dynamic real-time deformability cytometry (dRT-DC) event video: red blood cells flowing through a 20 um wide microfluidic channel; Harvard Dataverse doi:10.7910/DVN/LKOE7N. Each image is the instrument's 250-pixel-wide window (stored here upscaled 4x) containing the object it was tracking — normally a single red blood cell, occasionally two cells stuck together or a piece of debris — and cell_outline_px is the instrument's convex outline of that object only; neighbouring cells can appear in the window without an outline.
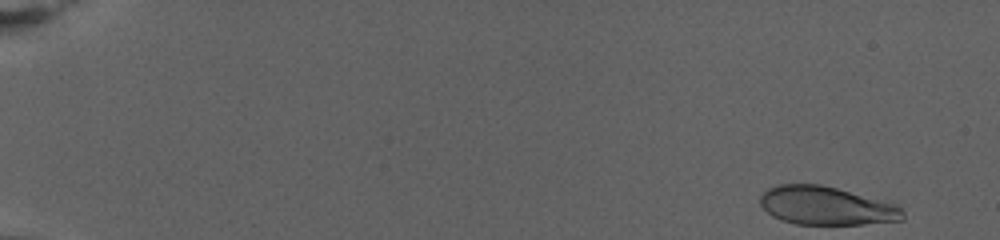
{"species": "human", "species_latin": "Homo sapiens", "temperature_condition": "warm", "stored_images_in_passage": 73, "camera_frame_rate_fps": 3000, "um_per_image_px": 0.085, "donor": {"sex": "female"}, "frame": {"image": 1, "passage_image": 1, "time_ms": 0.0, "image_size_px": [1000, 240], "cell_outline_px": [[904, 220], [864, 224], [796, 224], [772, 216], [760, 204], [760, 196], [768, 188], [776, 184], [820, 184], [836, 188], [896, 204], [904, 212]], "centroid_in_image_um": [70.23, 17.49], "position_along_channel_um": 14.8, "area_um2": 31.73}}
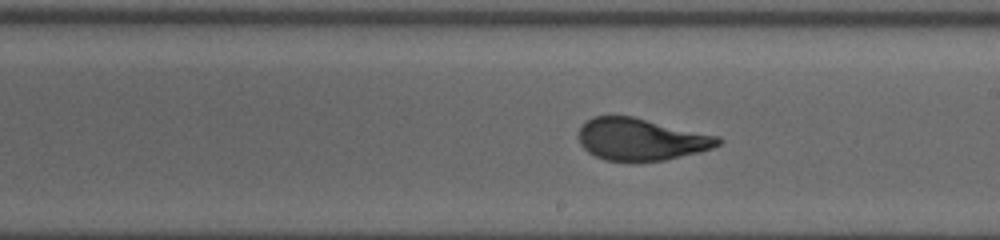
{"frame": {"image": 2, "passage_image": 43, "time_ms": 14.0, "image_size_px": [1000, 240], "cell_outline_px": [[724, 140], [720, 144], [712, 148], [700, 152], [664, 160], [636, 164], [604, 160], [588, 152], [580, 144], [576, 136], [580, 124], [596, 116], [632, 116], [720, 136]], "centroid_in_image_um": [54.46, 11.87], "position_along_channel_um": 234.5, "area_um2": 35.08}}
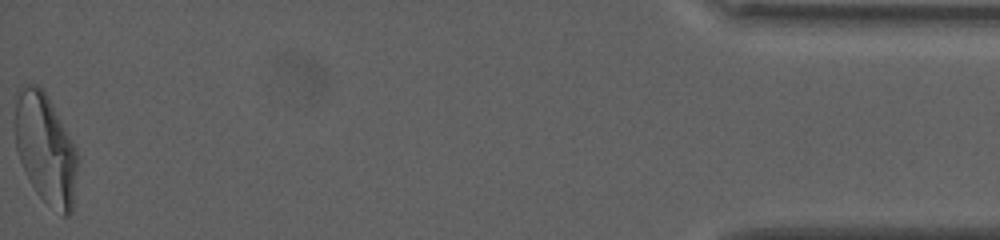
{"frame": {"image": 3, "passage_image": 73, "time_ms": 24.0, "image_size_px": [1000, 240], "cell_outline_px": [[80, 160], [72, 212], [68, 216], [64, 216], [44, 200], [36, 192], [20, 160], [16, 148], [16, 100], [20, 84], [36, 84], [44, 92], [76, 148]], "centroid_in_image_um": [3.91, 12.69], "position_along_channel_um": 431.3, "area_um2": 39.71}, "authors_computed_cell_mechanics": {"area_um2": 34.7378, "velocity_mm_per_s": 2.79, "shape_relaxation_time_tau1_ms": 4.9055, "shape_relaxation_time_tau2_ms": null, "deformation_change_tau1": 0.2209, "deformation_change_tau2": null}}